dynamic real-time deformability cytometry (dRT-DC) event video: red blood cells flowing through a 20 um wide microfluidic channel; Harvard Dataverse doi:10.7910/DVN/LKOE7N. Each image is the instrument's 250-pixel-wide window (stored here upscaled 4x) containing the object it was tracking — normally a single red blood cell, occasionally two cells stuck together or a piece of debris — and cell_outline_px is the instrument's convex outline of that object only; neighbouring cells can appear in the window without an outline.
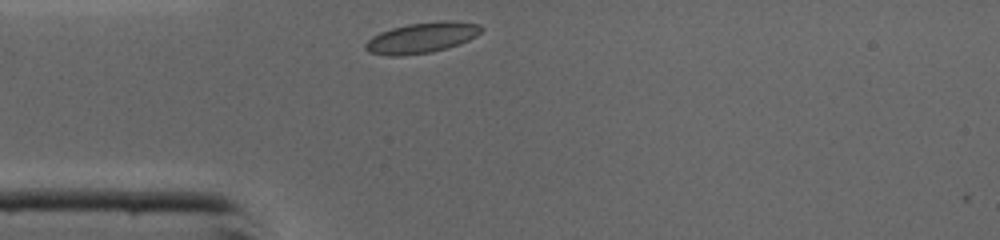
{"species": "common noctule bat (a hibernating species)", "species_latin": "Nyctalus noctula", "temperature_condition": "cold", "stored_images_in_passage": 25, "camera_frame_rate_fps": 3000, "um_per_image_px": 0.085, "animal": {"sex": "male", "body_mass_g": 19.0, "forearm_length_mm": 50.8}, "frame": {"image": 1, "passage_image": 1, "time_ms": 0.0, "image_size_px": [1000, 240], "cell_outline_px": [[484, 28], [476, 36], [468, 40], [448, 48], [432, 52], [400, 56], [388, 56], [368, 52], [364, 48], [364, 44], [372, 36], [380, 32], [392, 28], [408, 24], [444, 20], [452, 20], [480, 24]], "centroid_in_image_um": [35.85, 3.21], "position_along_channel_um": 49.2, "area_um2": 20.81}}
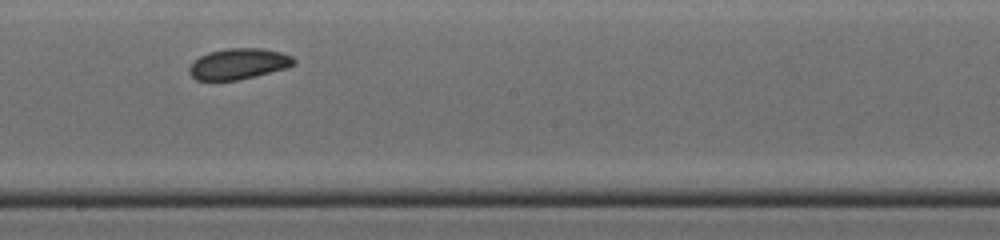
{"frame": {"image": 2, "passage_image": 14, "time_ms": 4.333, "image_size_px": [1000, 240], "cell_outline_px": [[296, 64], [288, 68], [240, 80], [196, 80], [188, 72], [188, 68], [200, 56], [208, 52], [224, 48], [260, 48], [280, 52], [292, 56], [296, 60]], "centroid_in_image_um": [20.3, 5.43], "position_along_channel_um": 227.9, "area_um2": 18.96}}
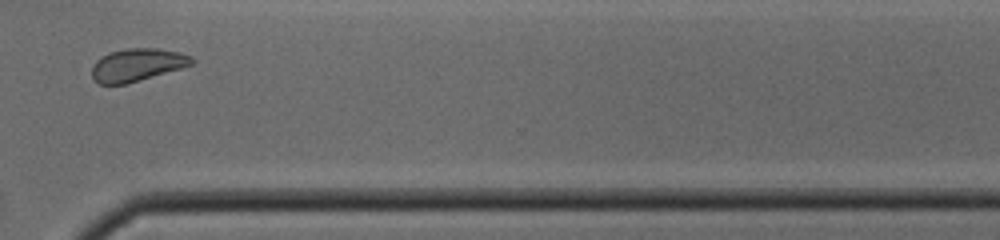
{"frame": {"image": 3, "passage_image": 23, "time_ms": 7.333, "image_size_px": [1000, 240], "cell_outline_px": [[196, 60], [192, 64], [180, 68], [124, 84], [100, 84], [92, 76], [92, 64], [100, 56], [108, 52], [128, 48], [156, 48], [180, 52], [192, 56]], "centroid_in_image_um": [11.64, 5.49], "position_along_channel_um": 359.0, "area_um2": 18.9}, "authors_computed_cell_mechanics": {"area_um2": 19.2474, "velocity_mm_per_s": 4.329, "shape_relaxation_time_tau1_ms": 3.7866, "shape_relaxation_time_tau2_ms": null, "deformation_change_tau1": 0.0865, "deformation_change_tau2": null}}